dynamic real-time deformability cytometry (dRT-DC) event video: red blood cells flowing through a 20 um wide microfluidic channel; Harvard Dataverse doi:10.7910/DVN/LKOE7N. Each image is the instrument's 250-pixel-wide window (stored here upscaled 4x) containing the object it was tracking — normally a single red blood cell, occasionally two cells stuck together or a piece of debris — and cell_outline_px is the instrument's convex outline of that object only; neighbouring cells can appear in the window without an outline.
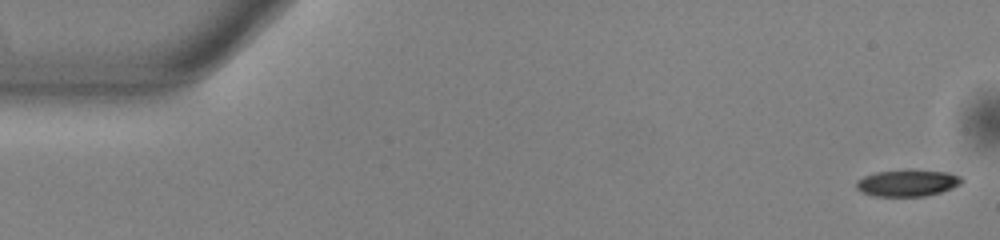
{"species": "common noctule bat (a hibernating species)", "species_latin": "Nyctalus noctula", "temperature_condition": "warm", "stored_images_in_passage": 53, "camera_frame_rate_fps": 3000, "um_per_image_px": 0.085, "animal": {"sex": "male", "body_mass_g": 13.0, "forearm_length_mm": 53.1}, "frame": {"image": 1, "passage_image": 1, "time_ms": 0.0, "image_size_px": [1000, 240], "cell_outline_px": [[964, 180], [960, 184], [952, 188], [940, 192], [924, 196], [872, 196], [860, 192], [856, 188], [856, 180], [864, 176], [876, 172], [904, 168], [912, 168], [948, 172], [960, 176]], "centroid_in_image_um": [77.11, 15.52], "position_along_channel_um": 7.9, "area_um2": 16.94}}
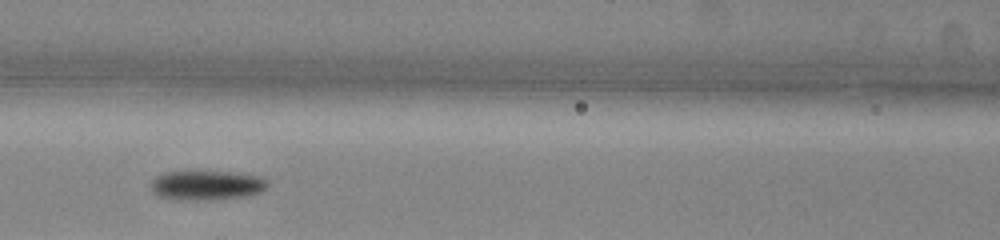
{"frame": {"image": 2, "passage_image": 23, "time_ms": 7.333, "image_size_px": [1000, 240], "cell_outline_px": [[268, 184], [260, 192], [244, 196], [212, 200], [184, 200], [160, 196], [152, 192], [148, 184], [156, 176], [164, 172], [240, 172], [260, 176], [268, 180]], "centroid_in_image_um": [17.55, 15.74], "position_along_channel_um": 149.0, "area_um2": 20.17}}
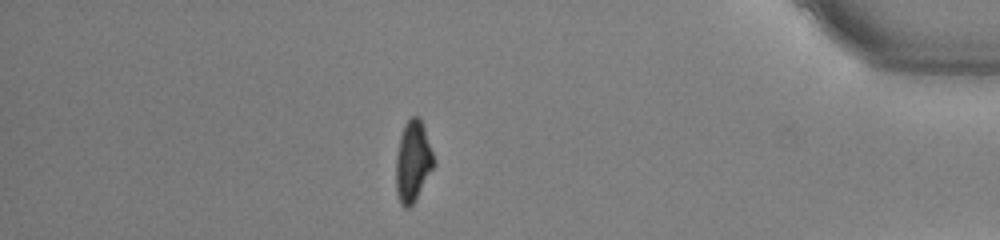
{"frame": {"image": 3, "passage_image": 46, "time_ms": 15.0, "image_size_px": [1000, 240], "cell_outline_px": [[436, 164], [416, 200], [408, 208], [404, 208], [400, 204], [396, 192], [396, 156], [400, 136], [404, 124], [412, 116], [420, 116], [436, 160]], "centroid_in_image_um": [35.11, 13.73], "position_along_channel_um": 400.1, "area_um2": 18.21}, "authors_computed_cell_mechanics": {"area_um2": 18.207, "velocity_mm_per_s": 3.8377, "shape_relaxation_time_tau1_ms": 3.0962, "shape_relaxation_time_tau2_ms": null, "deformation_change_tau1": 0.1354, "deformation_change_tau2": null}}